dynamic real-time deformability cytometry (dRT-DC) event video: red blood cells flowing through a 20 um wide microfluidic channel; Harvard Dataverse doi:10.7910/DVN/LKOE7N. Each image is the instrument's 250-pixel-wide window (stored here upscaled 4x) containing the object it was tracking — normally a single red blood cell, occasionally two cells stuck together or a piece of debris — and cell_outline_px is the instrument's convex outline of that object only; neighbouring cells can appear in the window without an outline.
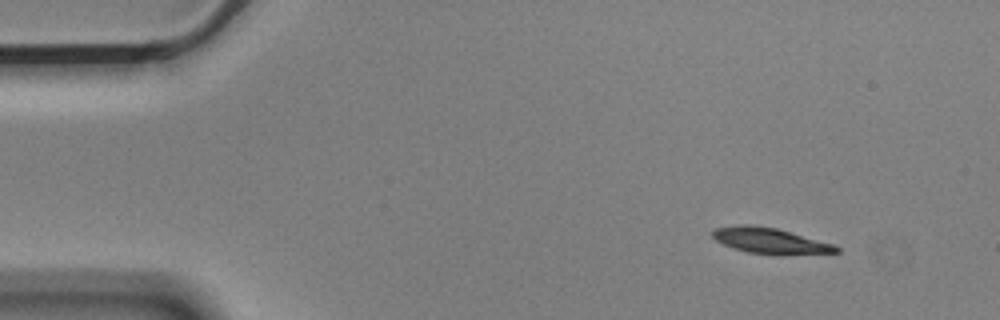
{"species": "Egyptian fruit bat (a non-hibernating species)", "species_latin": "Rousettus aegyptiacus", "temperature_condition": "cold", "stored_images_in_passage": 51, "camera_frame_rate_fps": 3000, "um_per_image_px": 0.085, "animal": {"sex": "male"}, "frame": {"image": 1, "passage_image": 1, "time_ms": 0.0, "image_size_px": [1000, 320], "cell_outline_px": [[840, 252], [784, 256], [776, 256], [748, 252], [732, 248], [716, 240], [712, 236], [712, 232], [716, 228], [740, 224], [748, 224], [776, 228], [832, 244], [840, 248]], "centroid_in_image_um": [65.47, 20.49], "position_along_channel_um": 19.5, "area_um2": 18.73}}
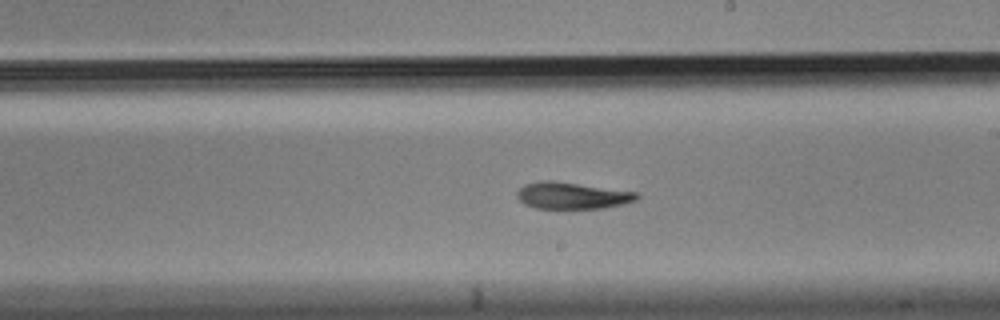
{"frame": {"image": 2, "passage_image": 27, "time_ms": 8.667, "image_size_px": [1000, 320], "cell_outline_px": [[640, 196], [636, 200], [624, 204], [604, 208], [536, 208], [524, 204], [516, 196], [516, 192], [524, 184], [540, 180], [552, 180], [636, 192]], "centroid_in_image_um": [48.6, 16.62], "position_along_channel_um": 240.4, "area_um2": 18.61}}
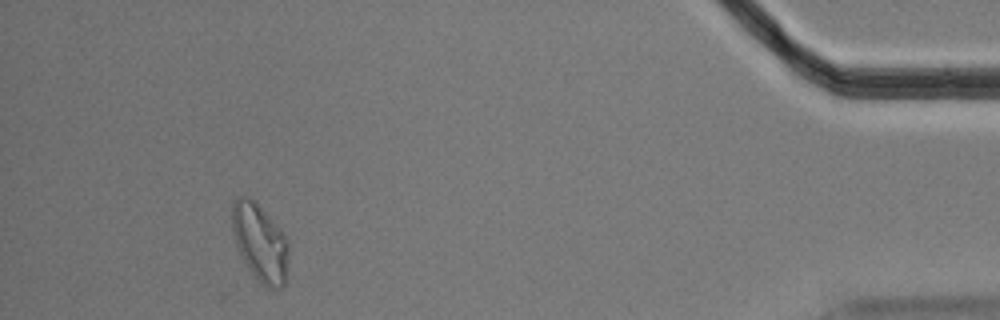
{"frame": {"image": 3, "passage_image": 47, "time_ms": 15.333, "image_size_px": [1000, 320], "cell_outline_px": [[288, 252], [284, 284], [280, 288], [264, 288], [252, 276], [244, 264], [236, 244], [232, 232], [232, 204], [240, 196], [244, 196], [252, 200], [280, 228], [288, 244]], "centroid_in_image_um": [22.07, 20.69], "position_along_channel_um": 413.1, "area_um2": 25.32}, "authors_computed_cell_mechanics": {"area_um2": 19.4786, "velocity_mm_per_s": 3.527, "shape_relaxation_time_tau1_ms": 5.9187, "shape_relaxation_time_tau2_ms": 8.039, "deformation_change_tau1": 0.1545, "deformation_change_tau2": 0.1577}}